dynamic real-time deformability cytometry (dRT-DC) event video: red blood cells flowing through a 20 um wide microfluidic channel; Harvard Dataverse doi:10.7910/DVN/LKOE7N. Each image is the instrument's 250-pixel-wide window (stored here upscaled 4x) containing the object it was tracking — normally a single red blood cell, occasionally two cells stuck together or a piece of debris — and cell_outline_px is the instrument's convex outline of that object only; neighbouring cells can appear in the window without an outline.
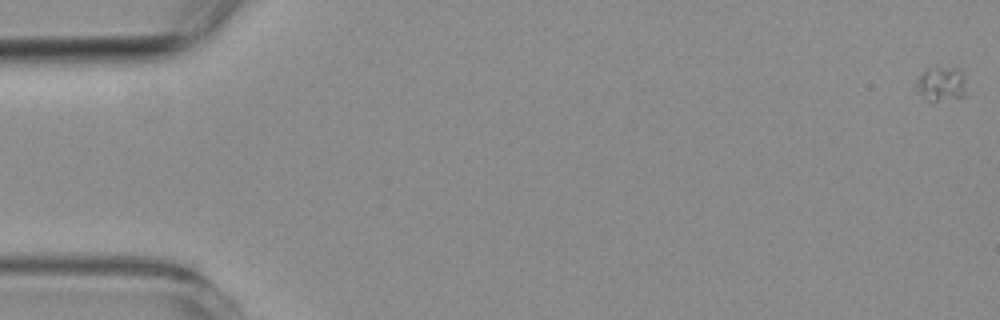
{"species": "common noctule bat (a hibernating species)", "species_latin": "Nyctalus noctula", "temperature_condition": "room temperature", "stored_images_in_passage": 56, "camera_frame_rate_fps": 3000, "um_per_image_px": 0.085, "animal": {"sex": "female", "body_mass_g": 19.3, "forearm_length_mm": 54.1}, "frame": {"image": 1, "passage_image": 1, "time_ms": 0.0, "image_size_px": [1000, 320], "cell_outline_px": [[968, 96], [936, 100], [928, 100], [916, 92], [916, 84], [920, 76], [928, 68], [936, 64], [960, 68], [964, 80]], "centroid_in_image_um": [80.03, 7.08], "position_along_channel_um": 5.0, "area_um2": 10.35}}